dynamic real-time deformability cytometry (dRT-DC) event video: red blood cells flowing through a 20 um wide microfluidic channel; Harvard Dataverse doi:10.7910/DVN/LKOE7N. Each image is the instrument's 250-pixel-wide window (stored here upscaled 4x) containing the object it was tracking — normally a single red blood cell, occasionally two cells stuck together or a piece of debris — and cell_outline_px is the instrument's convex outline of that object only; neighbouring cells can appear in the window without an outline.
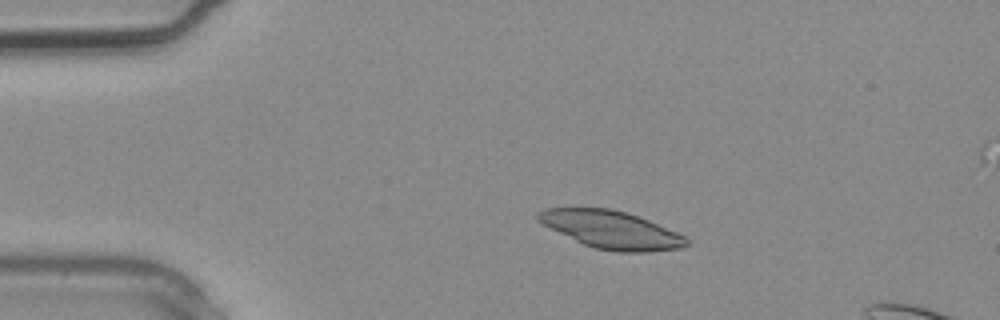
{"species": "common noctule bat (a hibernating species)", "species_latin": "Nyctalus noctula", "temperature_condition": "warm", "stored_images_in_passage": 3, "camera_frame_rate_fps": 3000, "um_per_image_px": 0.085, "animal": {"sex": "male", "body_mass_g": 20.4}, "frame": {"image": 1, "passage_image": 2, "time_ms": 0.333, "image_size_px": [1000, 320], "cell_outline_px": [[688, 244], [680, 248], [648, 252], [616, 252], [596, 248], [584, 244], [536, 220], [536, 212], [544, 208], [612, 208], [648, 220], [676, 232], [684, 236], [688, 240]], "centroid_in_image_um": [51.95, 19.52], "position_along_channel_um": 33.1, "area_um2": 32.08}}